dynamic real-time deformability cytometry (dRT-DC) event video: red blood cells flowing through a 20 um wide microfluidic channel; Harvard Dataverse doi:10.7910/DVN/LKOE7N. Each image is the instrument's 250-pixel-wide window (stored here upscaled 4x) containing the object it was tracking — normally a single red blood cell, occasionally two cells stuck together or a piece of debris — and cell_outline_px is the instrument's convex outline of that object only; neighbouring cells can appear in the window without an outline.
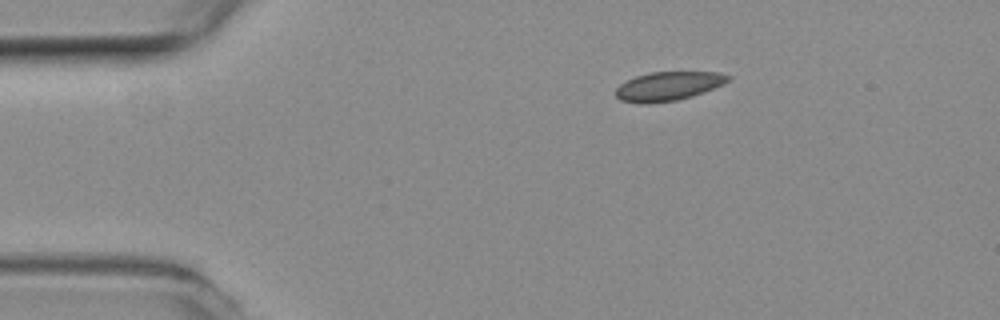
{"species": "common noctule bat (a hibernating species)", "species_latin": "Nyctalus noctula", "temperature_condition": "room temperature", "stored_images_in_passage": 9, "camera_frame_rate_fps": 3000, "um_per_image_px": 0.085, "animal": {"sex": "female", "body_mass_g": 19.3, "forearm_length_mm": 54.1}, "frame": {"image": 1, "passage_image": 1, "time_ms": 0.0, "image_size_px": [1000, 320], "cell_outline_px": [[732, 76], [724, 84], [704, 92], [692, 96], [676, 100], [648, 104], [644, 104], [620, 100], [616, 96], [616, 88], [620, 84], [636, 76], [648, 72], [720, 72]], "centroid_in_image_um": [56.81, 7.32], "position_along_channel_um": 28.2, "area_um2": 18.96}}
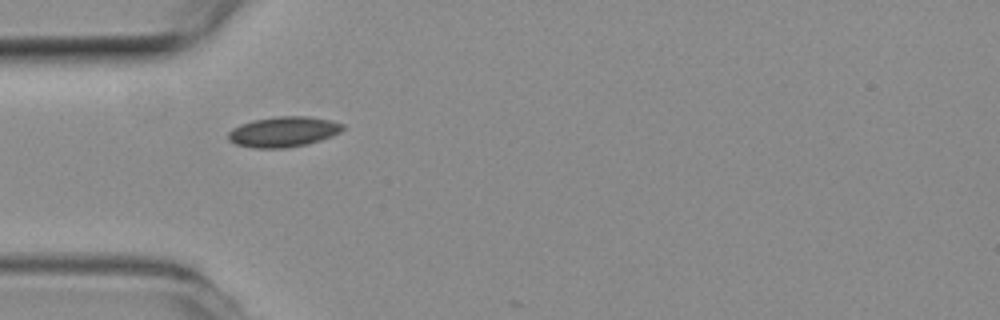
{"frame": {"image": 2, "passage_image": 8, "time_ms": 2.333, "image_size_px": [1000, 320], "cell_outline_px": [[344, 128], [340, 132], [332, 136], [308, 144], [288, 148], [252, 148], [236, 144], [228, 140], [228, 132], [232, 128], [240, 124], [252, 120], [276, 116], [308, 116], [328, 120], [344, 124]], "centroid_in_image_um": [24.07, 11.2], "position_along_channel_um": 60.9, "area_um2": 20.4}}